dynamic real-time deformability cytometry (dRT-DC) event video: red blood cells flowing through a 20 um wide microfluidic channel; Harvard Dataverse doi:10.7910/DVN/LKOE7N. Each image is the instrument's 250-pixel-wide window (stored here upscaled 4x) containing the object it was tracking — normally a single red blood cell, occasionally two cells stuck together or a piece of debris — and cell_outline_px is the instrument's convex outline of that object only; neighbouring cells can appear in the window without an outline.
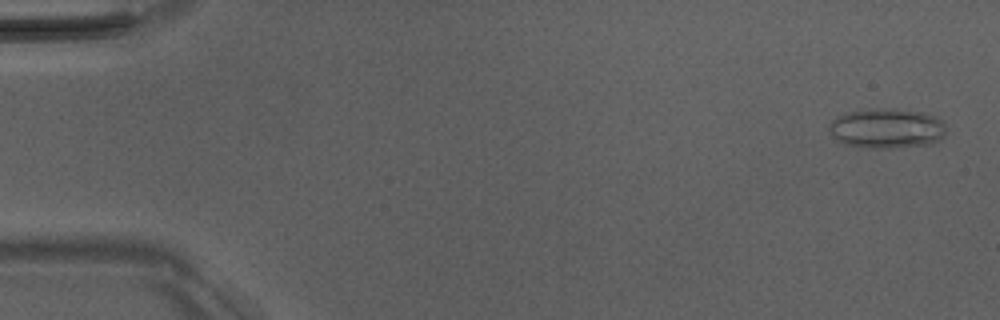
{"species": "Egyptian fruit bat (a non-hibernating species)", "species_latin": "Rousettus aegyptiacus", "temperature_condition": "room temperature", "stored_images_in_passage": 4, "camera_frame_rate_fps": 3000, "um_per_image_px": 0.085, "animal": {"sex": "male"}, "frame": {"image": 1, "passage_image": 1, "time_ms": 0.0, "image_size_px": [1000, 320], "cell_outline_px": [[944, 136], [940, 140], [932, 144], [892, 148], [868, 148], [844, 144], [836, 140], [828, 132], [828, 128], [832, 120], [836, 116], [844, 112], [872, 108], [892, 108], [924, 112], [936, 116], [944, 120]], "centroid_in_image_um": [75.36, 10.9], "position_along_channel_um": 9.6, "area_um2": 27.86}}